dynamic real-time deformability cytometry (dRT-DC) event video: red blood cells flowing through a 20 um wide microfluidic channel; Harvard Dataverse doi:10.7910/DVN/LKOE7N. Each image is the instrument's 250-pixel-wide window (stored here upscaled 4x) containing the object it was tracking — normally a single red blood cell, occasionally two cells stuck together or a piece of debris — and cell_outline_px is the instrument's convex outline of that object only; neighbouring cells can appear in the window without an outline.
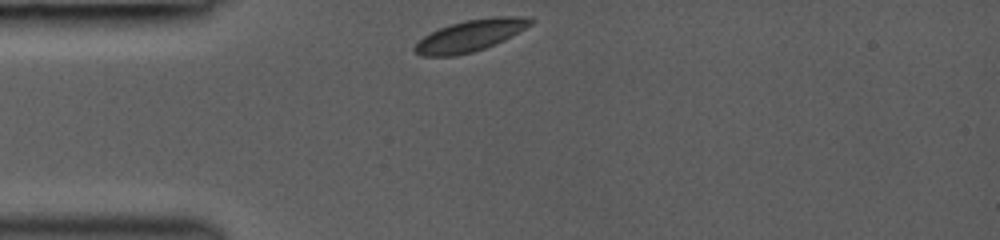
{"species": "common noctule bat (a hibernating species)", "species_latin": "Nyctalus noctula", "temperature_condition": "room temperature", "stored_images_in_passage": 3, "segment_of_instrument_passage": [2, 2], "camera_frame_rate_fps": 3000, "um_per_image_px": 0.085, "animal": {"sex": "female", "body_mass_g": 19.0, "forearm_length_mm": 53.3}, "frame": {"image": 1, "passage_image": 3, "time_ms": 0.667, "image_size_px": [1000, 240], "cell_outline_px": [[536, 20], [532, 24], [504, 40], [484, 48], [472, 52], [456, 56], [420, 56], [412, 48], [424, 36], [440, 28], [464, 20], [496, 16], [532, 16]], "centroid_in_image_um": [40.02, 3.01], "position_along_channel_um": 45.0, "area_um2": 21.27}}